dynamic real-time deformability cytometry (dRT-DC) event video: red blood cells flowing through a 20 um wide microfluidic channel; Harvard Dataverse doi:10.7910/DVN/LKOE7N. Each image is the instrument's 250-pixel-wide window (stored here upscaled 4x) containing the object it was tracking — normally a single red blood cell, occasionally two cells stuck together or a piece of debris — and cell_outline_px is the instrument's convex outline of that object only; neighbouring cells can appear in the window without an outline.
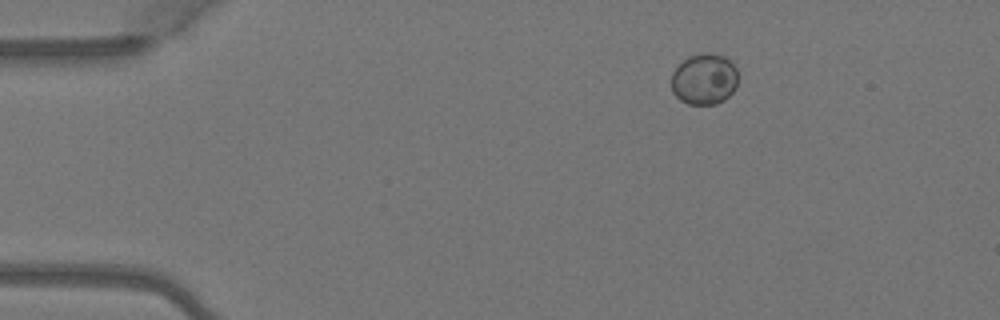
{"species": "Egyptian fruit bat (a non-hibernating species)", "species_latin": "Rousettus aegyptiacus", "temperature_condition": "warm", "stored_images_in_passage": 4, "camera_frame_rate_fps": 3000, "um_per_image_px": 0.085, "animal": {"sex": "female"}, "frame": {"image": 1, "passage_image": 1, "time_ms": 0.0, "image_size_px": [1000, 320], "cell_outline_px": [[736, 88], [724, 100], [716, 104], [688, 104], [680, 100], [672, 92], [672, 72], [688, 56], [704, 52], [712, 52], [724, 56], [736, 68]], "centroid_in_image_um": [59.85, 6.72], "position_along_channel_um": 25.2, "area_um2": 19.83}}